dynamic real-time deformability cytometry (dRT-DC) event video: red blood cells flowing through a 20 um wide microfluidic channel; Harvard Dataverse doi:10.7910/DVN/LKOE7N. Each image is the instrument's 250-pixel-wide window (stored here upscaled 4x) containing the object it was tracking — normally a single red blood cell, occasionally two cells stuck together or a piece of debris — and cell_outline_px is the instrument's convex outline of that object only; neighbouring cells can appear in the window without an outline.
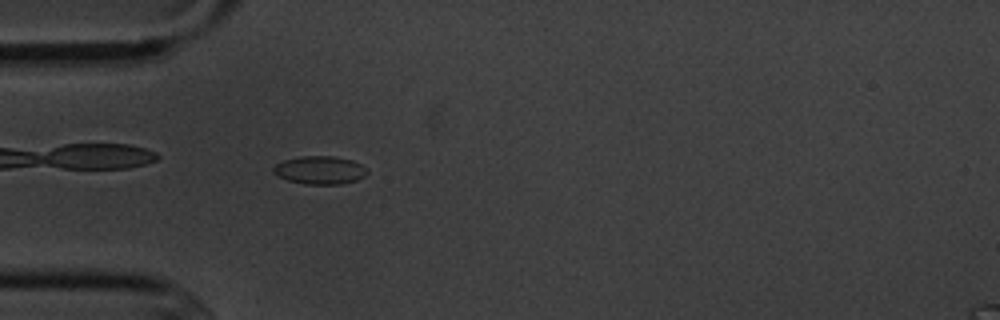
{"species": "common noctule bat (a hibernating species)", "species_latin": "Nyctalus noctula", "temperature_condition": "cold", "stored_images_in_passage": 6, "camera_frame_rate_fps": 3000, "um_per_image_px": 0.085, "animal": {"sex": "male", "body_mass_g": 20.1, "forearm_length_mm": 53.5}, "frame": {"image": 1, "passage_image": 6, "time_ms": 5.667, "image_size_px": [1000, 320], "cell_outline_px": [[368, 172], [364, 176], [356, 180], [340, 184], [304, 184], [288, 180], [272, 172], [272, 168], [276, 164], [284, 160], [300, 156], [332, 156], [352, 160], [368, 168]], "centroid_in_image_um": [27.19, 14.45], "position_along_channel_um": 57.8, "area_um2": 15.32}}